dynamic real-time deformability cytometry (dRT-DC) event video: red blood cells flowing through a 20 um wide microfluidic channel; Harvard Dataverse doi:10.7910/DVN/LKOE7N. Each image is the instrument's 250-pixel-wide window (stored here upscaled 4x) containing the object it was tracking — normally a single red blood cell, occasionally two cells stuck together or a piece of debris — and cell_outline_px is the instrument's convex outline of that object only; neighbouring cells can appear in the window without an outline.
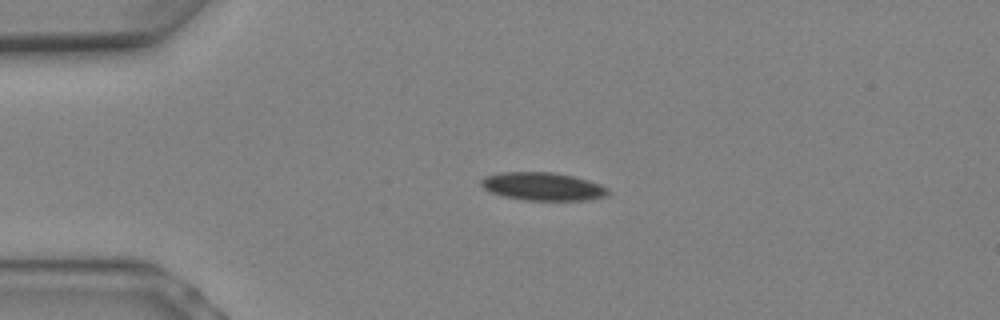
{"species": "Egyptian fruit bat (a non-hibernating species)", "species_latin": "Rousettus aegyptiacus", "temperature_condition": "warm", "stored_images_in_passage": 4, "camera_frame_rate_fps": 3000, "um_per_image_px": 0.085, "animal": {"sex": "female"}, "frame": {"image": 1, "passage_image": 1, "time_ms": 0.0, "image_size_px": [1000, 320], "cell_outline_px": [[612, 192], [608, 196], [588, 200], [524, 200], [504, 196], [492, 192], [484, 188], [480, 184], [480, 180], [484, 176], [500, 172], [552, 172], [572, 176], [588, 180], [600, 184], [608, 188]], "centroid_in_image_um": [46.17, 15.85], "position_along_channel_um": 38.8, "area_um2": 20.87}}
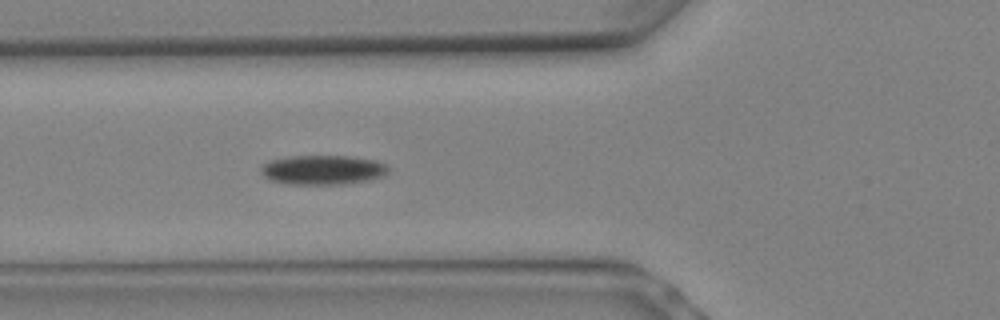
{"frame": {"image": 2, "passage_image": 4, "time_ms": 1.0, "image_size_px": [1000, 320], "cell_outline_px": [[388, 172], [380, 176], [368, 180], [340, 184], [288, 184], [272, 180], [264, 176], [260, 172], [260, 168], [268, 160], [288, 156], [352, 156], [376, 160], [388, 164]], "centroid_in_image_um": [27.42, 14.42], "position_along_channel_um": 98.4, "area_um2": 21.91}}